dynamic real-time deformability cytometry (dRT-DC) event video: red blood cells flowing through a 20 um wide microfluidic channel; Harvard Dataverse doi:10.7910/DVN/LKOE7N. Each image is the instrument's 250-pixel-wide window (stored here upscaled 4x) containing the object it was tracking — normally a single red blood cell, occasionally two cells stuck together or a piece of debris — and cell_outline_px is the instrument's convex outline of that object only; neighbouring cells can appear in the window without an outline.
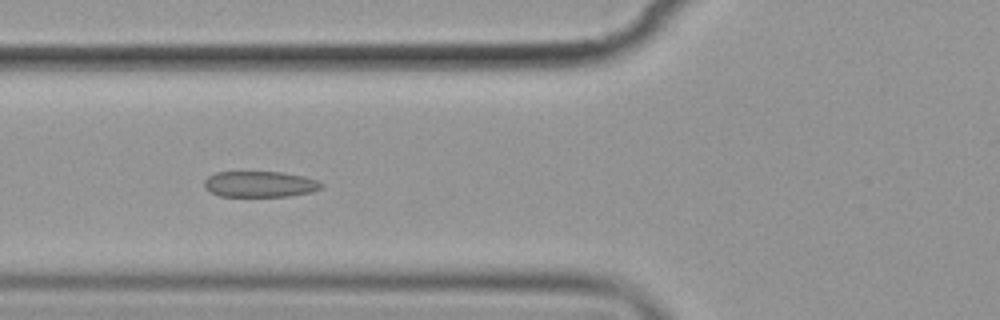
{"species": "common noctule bat (a hibernating species)", "species_latin": "Nyctalus noctula", "temperature_condition": "cold", "stored_images_in_passage": 7, "camera_frame_rate_fps": 3000, "um_per_image_px": 0.085, "animal": {"sex": "female", "body_mass_g": 19.9}, "frame": {"image": 1, "passage_image": 6, "time_ms": 6.0, "image_size_px": [1000, 320], "cell_outline_px": [[324, 184], [320, 188], [312, 192], [288, 196], [220, 196], [204, 188], [204, 180], [208, 176], [216, 172], [280, 172], [304, 176], [316, 180]], "centroid_in_image_um": [22.08, 15.65], "position_along_channel_um": 103.7, "area_um2": 17.63}}
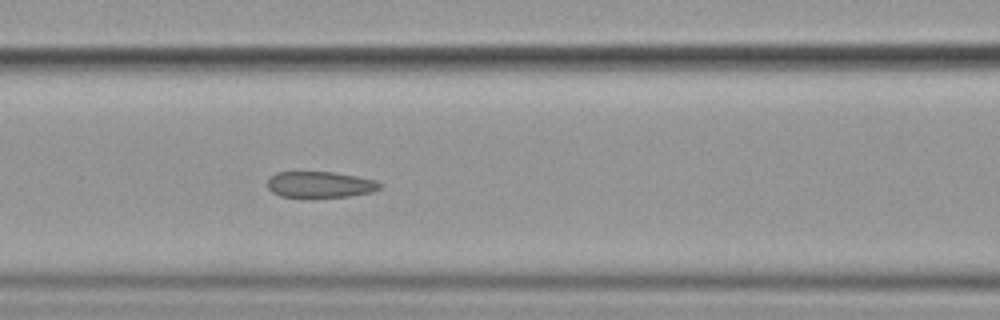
{"frame": {"image": 2, "passage_image": 7, "time_ms": 7.0, "image_size_px": [1000, 320], "cell_outline_px": [[380, 188], [372, 192], [348, 196], [280, 196], [272, 192], [268, 188], [268, 176], [276, 172], [332, 172], [356, 176], [376, 180], [380, 184]], "centroid_in_image_um": [27.18, 15.67], "position_along_channel_um": 139.4, "area_um2": 16.82}}